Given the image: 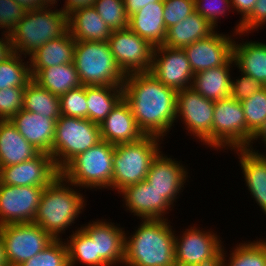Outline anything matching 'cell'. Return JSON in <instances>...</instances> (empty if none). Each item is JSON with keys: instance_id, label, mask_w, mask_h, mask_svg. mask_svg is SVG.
Returning <instances> with one entry per match:
<instances>
[{"instance_id": "6da1fadb", "label": "cell", "mask_w": 266, "mask_h": 266, "mask_svg": "<svg viewBox=\"0 0 266 266\" xmlns=\"http://www.w3.org/2000/svg\"><path fill=\"white\" fill-rule=\"evenodd\" d=\"M176 95V90L165 86L150 72L125 76L123 98L144 135L165 139L172 127L175 128Z\"/></svg>"}, {"instance_id": "7a4b0ae2", "label": "cell", "mask_w": 266, "mask_h": 266, "mask_svg": "<svg viewBox=\"0 0 266 266\" xmlns=\"http://www.w3.org/2000/svg\"><path fill=\"white\" fill-rule=\"evenodd\" d=\"M171 224L168 219H141L133 234L125 232L123 266H175V228Z\"/></svg>"}, {"instance_id": "3957f363", "label": "cell", "mask_w": 266, "mask_h": 266, "mask_svg": "<svg viewBox=\"0 0 266 266\" xmlns=\"http://www.w3.org/2000/svg\"><path fill=\"white\" fill-rule=\"evenodd\" d=\"M76 187L60 174L44 188L33 222L53 239H62L87 206L85 195Z\"/></svg>"}, {"instance_id": "277c9868", "label": "cell", "mask_w": 266, "mask_h": 266, "mask_svg": "<svg viewBox=\"0 0 266 266\" xmlns=\"http://www.w3.org/2000/svg\"><path fill=\"white\" fill-rule=\"evenodd\" d=\"M68 31V16L57 7L27 10L11 32L15 53L30 57L50 40L60 38Z\"/></svg>"}, {"instance_id": "5b68a950", "label": "cell", "mask_w": 266, "mask_h": 266, "mask_svg": "<svg viewBox=\"0 0 266 266\" xmlns=\"http://www.w3.org/2000/svg\"><path fill=\"white\" fill-rule=\"evenodd\" d=\"M163 141L157 136L145 135L138 141L115 145L112 191L119 194L126 187L145 180Z\"/></svg>"}, {"instance_id": "8992f818", "label": "cell", "mask_w": 266, "mask_h": 266, "mask_svg": "<svg viewBox=\"0 0 266 266\" xmlns=\"http://www.w3.org/2000/svg\"><path fill=\"white\" fill-rule=\"evenodd\" d=\"M115 145L100 141L78 154L60 174L70 183L83 189L112 190L113 156ZM111 188V189H110Z\"/></svg>"}, {"instance_id": "52a82bcc", "label": "cell", "mask_w": 266, "mask_h": 266, "mask_svg": "<svg viewBox=\"0 0 266 266\" xmlns=\"http://www.w3.org/2000/svg\"><path fill=\"white\" fill-rule=\"evenodd\" d=\"M73 63L84 86H123L125 74L117 66L107 41H76Z\"/></svg>"}, {"instance_id": "ba28073f", "label": "cell", "mask_w": 266, "mask_h": 266, "mask_svg": "<svg viewBox=\"0 0 266 266\" xmlns=\"http://www.w3.org/2000/svg\"><path fill=\"white\" fill-rule=\"evenodd\" d=\"M101 139L99 124L89 119L60 115L56 121L52 158L61 171L78 154L98 144Z\"/></svg>"}, {"instance_id": "9c48e42d", "label": "cell", "mask_w": 266, "mask_h": 266, "mask_svg": "<svg viewBox=\"0 0 266 266\" xmlns=\"http://www.w3.org/2000/svg\"><path fill=\"white\" fill-rule=\"evenodd\" d=\"M248 147V128L240 101L232 97L215 101L212 148L218 151Z\"/></svg>"}, {"instance_id": "30bf717a", "label": "cell", "mask_w": 266, "mask_h": 266, "mask_svg": "<svg viewBox=\"0 0 266 266\" xmlns=\"http://www.w3.org/2000/svg\"><path fill=\"white\" fill-rule=\"evenodd\" d=\"M215 101L206 99L192 87L177 91L176 122L181 120L192 138L212 149V122ZM208 145V146H207Z\"/></svg>"}, {"instance_id": "8fae6325", "label": "cell", "mask_w": 266, "mask_h": 266, "mask_svg": "<svg viewBox=\"0 0 266 266\" xmlns=\"http://www.w3.org/2000/svg\"><path fill=\"white\" fill-rule=\"evenodd\" d=\"M195 225V226H194ZM189 225L185 231L175 230V264H210L219 266L223 245L217 231ZM191 226V227H190ZM204 229V230H203Z\"/></svg>"}, {"instance_id": "7c38bea8", "label": "cell", "mask_w": 266, "mask_h": 266, "mask_svg": "<svg viewBox=\"0 0 266 266\" xmlns=\"http://www.w3.org/2000/svg\"><path fill=\"white\" fill-rule=\"evenodd\" d=\"M10 266H19L45 249L54 239L38 224L14 223L0 226Z\"/></svg>"}, {"instance_id": "4fadbf2b", "label": "cell", "mask_w": 266, "mask_h": 266, "mask_svg": "<svg viewBox=\"0 0 266 266\" xmlns=\"http://www.w3.org/2000/svg\"><path fill=\"white\" fill-rule=\"evenodd\" d=\"M107 42L117 66L125 75L150 71L154 46L146 39L128 28L112 31Z\"/></svg>"}, {"instance_id": "5bb4252c", "label": "cell", "mask_w": 266, "mask_h": 266, "mask_svg": "<svg viewBox=\"0 0 266 266\" xmlns=\"http://www.w3.org/2000/svg\"><path fill=\"white\" fill-rule=\"evenodd\" d=\"M44 188L0 183V226L33 222Z\"/></svg>"}, {"instance_id": "9a60e30c", "label": "cell", "mask_w": 266, "mask_h": 266, "mask_svg": "<svg viewBox=\"0 0 266 266\" xmlns=\"http://www.w3.org/2000/svg\"><path fill=\"white\" fill-rule=\"evenodd\" d=\"M149 72L165 86L176 91L191 87L194 77L183 48H171L164 45L154 47Z\"/></svg>"}, {"instance_id": "2e32d148", "label": "cell", "mask_w": 266, "mask_h": 266, "mask_svg": "<svg viewBox=\"0 0 266 266\" xmlns=\"http://www.w3.org/2000/svg\"><path fill=\"white\" fill-rule=\"evenodd\" d=\"M181 162L176 158L173 159L172 156L168 157L162 150L152 161L145 179L173 206L177 202L176 199H179L181 192L184 191V185H187L186 181L189 183L188 165L185 166Z\"/></svg>"}, {"instance_id": "e0dca14e", "label": "cell", "mask_w": 266, "mask_h": 266, "mask_svg": "<svg viewBox=\"0 0 266 266\" xmlns=\"http://www.w3.org/2000/svg\"><path fill=\"white\" fill-rule=\"evenodd\" d=\"M60 171L50 154L39 152L19 164L0 167V183L10 186H48Z\"/></svg>"}, {"instance_id": "ac0fdd59", "label": "cell", "mask_w": 266, "mask_h": 266, "mask_svg": "<svg viewBox=\"0 0 266 266\" xmlns=\"http://www.w3.org/2000/svg\"><path fill=\"white\" fill-rule=\"evenodd\" d=\"M232 35L215 30L207 38L183 47L193 73L225 65L233 57Z\"/></svg>"}, {"instance_id": "d6986e66", "label": "cell", "mask_w": 266, "mask_h": 266, "mask_svg": "<svg viewBox=\"0 0 266 266\" xmlns=\"http://www.w3.org/2000/svg\"><path fill=\"white\" fill-rule=\"evenodd\" d=\"M95 242L96 255L107 266H123L125 258V229L110 219L99 218L80 225Z\"/></svg>"}, {"instance_id": "ffe728a7", "label": "cell", "mask_w": 266, "mask_h": 266, "mask_svg": "<svg viewBox=\"0 0 266 266\" xmlns=\"http://www.w3.org/2000/svg\"><path fill=\"white\" fill-rule=\"evenodd\" d=\"M119 194L125 211L133 213L137 219H168L165 215L174 208L146 180L126 187Z\"/></svg>"}, {"instance_id": "44dd1931", "label": "cell", "mask_w": 266, "mask_h": 266, "mask_svg": "<svg viewBox=\"0 0 266 266\" xmlns=\"http://www.w3.org/2000/svg\"><path fill=\"white\" fill-rule=\"evenodd\" d=\"M99 130L101 139L113 145L135 142L145 136L136 123L129 103L124 98L99 124Z\"/></svg>"}, {"instance_id": "7402d4cb", "label": "cell", "mask_w": 266, "mask_h": 266, "mask_svg": "<svg viewBox=\"0 0 266 266\" xmlns=\"http://www.w3.org/2000/svg\"><path fill=\"white\" fill-rule=\"evenodd\" d=\"M10 121L35 149L52 156L54 119L21 109Z\"/></svg>"}, {"instance_id": "603a6c76", "label": "cell", "mask_w": 266, "mask_h": 266, "mask_svg": "<svg viewBox=\"0 0 266 266\" xmlns=\"http://www.w3.org/2000/svg\"><path fill=\"white\" fill-rule=\"evenodd\" d=\"M242 170L244 182L251 198L266 215V154L243 149H234Z\"/></svg>"}, {"instance_id": "cb8c5ba5", "label": "cell", "mask_w": 266, "mask_h": 266, "mask_svg": "<svg viewBox=\"0 0 266 266\" xmlns=\"http://www.w3.org/2000/svg\"><path fill=\"white\" fill-rule=\"evenodd\" d=\"M249 33L235 34L233 43V59L238 72H243L266 87V43L242 39ZM239 36V38H238ZM236 41V39H240ZM245 40V42L243 41ZM241 41V42H239ZM239 42V43H238Z\"/></svg>"}, {"instance_id": "d4e9b609", "label": "cell", "mask_w": 266, "mask_h": 266, "mask_svg": "<svg viewBox=\"0 0 266 266\" xmlns=\"http://www.w3.org/2000/svg\"><path fill=\"white\" fill-rule=\"evenodd\" d=\"M163 9V0L147 4L129 17L128 28L154 47L163 45L167 35Z\"/></svg>"}, {"instance_id": "484cf974", "label": "cell", "mask_w": 266, "mask_h": 266, "mask_svg": "<svg viewBox=\"0 0 266 266\" xmlns=\"http://www.w3.org/2000/svg\"><path fill=\"white\" fill-rule=\"evenodd\" d=\"M233 57L223 66L202 70L194 74L191 87L206 99L218 101L231 95ZM232 68V69H231Z\"/></svg>"}, {"instance_id": "4316f807", "label": "cell", "mask_w": 266, "mask_h": 266, "mask_svg": "<svg viewBox=\"0 0 266 266\" xmlns=\"http://www.w3.org/2000/svg\"><path fill=\"white\" fill-rule=\"evenodd\" d=\"M76 40L67 31L63 36L40 46L29 57L32 78L42 69L73 63Z\"/></svg>"}, {"instance_id": "83f0119b", "label": "cell", "mask_w": 266, "mask_h": 266, "mask_svg": "<svg viewBox=\"0 0 266 266\" xmlns=\"http://www.w3.org/2000/svg\"><path fill=\"white\" fill-rule=\"evenodd\" d=\"M68 31L76 41H108L112 33L94 6L70 13Z\"/></svg>"}, {"instance_id": "f1b7e54d", "label": "cell", "mask_w": 266, "mask_h": 266, "mask_svg": "<svg viewBox=\"0 0 266 266\" xmlns=\"http://www.w3.org/2000/svg\"><path fill=\"white\" fill-rule=\"evenodd\" d=\"M38 153L10 120H0V167L19 164Z\"/></svg>"}, {"instance_id": "f546056e", "label": "cell", "mask_w": 266, "mask_h": 266, "mask_svg": "<svg viewBox=\"0 0 266 266\" xmlns=\"http://www.w3.org/2000/svg\"><path fill=\"white\" fill-rule=\"evenodd\" d=\"M215 29L196 11L167 29L165 47L183 48L197 40L207 38Z\"/></svg>"}, {"instance_id": "4dcf8cb0", "label": "cell", "mask_w": 266, "mask_h": 266, "mask_svg": "<svg viewBox=\"0 0 266 266\" xmlns=\"http://www.w3.org/2000/svg\"><path fill=\"white\" fill-rule=\"evenodd\" d=\"M33 80L42 88L47 89L52 94L58 95L59 97L69 90L83 85L74 63L42 68L33 77Z\"/></svg>"}, {"instance_id": "1f68e13d", "label": "cell", "mask_w": 266, "mask_h": 266, "mask_svg": "<svg viewBox=\"0 0 266 266\" xmlns=\"http://www.w3.org/2000/svg\"><path fill=\"white\" fill-rule=\"evenodd\" d=\"M88 119L100 124L123 98V86H85Z\"/></svg>"}, {"instance_id": "d6a6232c", "label": "cell", "mask_w": 266, "mask_h": 266, "mask_svg": "<svg viewBox=\"0 0 266 266\" xmlns=\"http://www.w3.org/2000/svg\"><path fill=\"white\" fill-rule=\"evenodd\" d=\"M264 239L237 243L229 251L230 254L223 246L219 266H266V238Z\"/></svg>"}, {"instance_id": "836d02e7", "label": "cell", "mask_w": 266, "mask_h": 266, "mask_svg": "<svg viewBox=\"0 0 266 266\" xmlns=\"http://www.w3.org/2000/svg\"><path fill=\"white\" fill-rule=\"evenodd\" d=\"M23 109L57 121L61 115L60 97L32 79L24 90Z\"/></svg>"}, {"instance_id": "e575fe53", "label": "cell", "mask_w": 266, "mask_h": 266, "mask_svg": "<svg viewBox=\"0 0 266 266\" xmlns=\"http://www.w3.org/2000/svg\"><path fill=\"white\" fill-rule=\"evenodd\" d=\"M70 236L65 238V243L68 250L69 266H107L96 255L95 242L81 228L75 227ZM67 240V241H66Z\"/></svg>"}, {"instance_id": "d590c367", "label": "cell", "mask_w": 266, "mask_h": 266, "mask_svg": "<svg viewBox=\"0 0 266 266\" xmlns=\"http://www.w3.org/2000/svg\"><path fill=\"white\" fill-rule=\"evenodd\" d=\"M22 57V55L14 53L6 61L0 62V89L26 87L33 79L30 73L29 58ZM24 58L28 61L26 62Z\"/></svg>"}, {"instance_id": "8d00e7d4", "label": "cell", "mask_w": 266, "mask_h": 266, "mask_svg": "<svg viewBox=\"0 0 266 266\" xmlns=\"http://www.w3.org/2000/svg\"><path fill=\"white\" fill-rule=\"evenodd\" d=\"M241 102L248 128V146L266 121V87Z\"/></svg>"}, {"instance_id": "74e56055", "label": "cell", "mask_w": 266, "mask_h": 266, "mask_svg": "<svg viewBox=\"0 0 266 266\" xmlns=\"http://www.w3.org/2000/svg\"><path fill=\"white\" fill-rule=\"evenodd\" d=\"M93 6L111 31L128 29L124 0H95Z\"/></svg>"}, {"instance_id": "f35d334b", "label": "cell", "mask_w": 266, "mask_h": 266, "mask_svg": "<svg viewBox=\"0 0 266 266\" xmlns=\"http://www.w3.org/2000/svg\"><path fill=\"white\" fill-rule=\"evenodd\" d=\"M19 266H69L64 238L54 239L45 249Z\"/></svg>"}, {"instance_id": "ab89813d", "label": "cell", "mask_w": 266, "mask_h": 266, "mask_svg": "<svg viewBox=\"0 0 266 266\" xmlns=\"http://www.w3.org/2000/svg\"><path fill=\"white\" fill-rule=\"evenodd\" d=\"M61 115L88 119V105L85 86L71 89L60 96Z\"/></svg>"}, {"instance_id": "60d3db41", "label": "cell", "mask_w": 266, "mask_h": 266, "mask_svg": "<svg viewBox=\"0 0 266 266\" xmlns=\"http://www.w3.org/2000/svg\"><path fill=\"white\" fill-rule=\"evenodd\" d=\"M195 11L218 30V21L232 10L231 0H194ZM222 16V17H221ZM224 16V17H223ZM221 17V18H220Z\"/></svg>"}, {"instance_id": "b9f144b4", "label": "cell", "mask_w": 266, "mask_h": 266, "mask_svg": "<svg viewBox=\"0 0 266 266\" xmlns=\"http://www.w3.org/2000/svg\"><path fill=\"white\" fill-rule=\"evenodd\" d=\"M25 87L0 89V120H11L23 109Z\"/></svg>"}, {"instance_id": "7bdbcfd3", "label": "cell", "mask_w": 266, "mask_h": 266, "mask_svg": "<svg viewBox=\"0 0 266 266\" xmlns=\"http://www.w3.org/2000/svg\"><path fill=\"white\" fill-rule=\"evenodd\" d=\"M163 19L166 29L195 12L194 0H163Z\"/></svg>"}, {"instance_id": "ee69618b", "label": "cell", "mask_w": 266, "mask_h": 266, "mask_svg": "<svg viewBox=\"0 0 266 266\" xmlns=\"http://www.w3.org/2000/svg\"><path fill=\"white\" fill-rule=\"evenodd\" d=\"M26 11L15 0H0V30L2 29V33L11 34Z\"/></svg>"}, {"instance_id": "f6af8a7d", "label": "cell", "mask_w": 266, "mask_h": 266, "mask_svg": "<svg viewBox=\"0 0 266 266\" xmlns=\"http://www.w3.org/2000/svg\"><path fill=\"white\" fill-rule=\"evenodd\" d=\"M240 74L241 75L238 77L232 76L231 80L230 97H232L234 100L242 101L265 87L261 82L253 79L249 75H246L243 72Z\"/></svg>"}, {"instance_id": "bcb514c9", "label": "cell", "mask_w": 266, "mask_h": 266, "mask_svg": "<svg viewBox=\"0 0 266 266\" xmlns=\"http://www.w3.org/2000/svg\"><path fill=\"white\" fill-rule=\"evenodd\" d=\"M266 25V0H257L251 14L241 23L240 32L253 33Z\"/></svg>"}, {"instance_id": "7dc6e473", "label": "cell", "mask_w": 266, "mask_h": 266, "mask_svg": "<svg viewBox=\"0 0 266 266\" xmlns=\"http://www.w3.org/2000/svg\"><path fill=\"white\" fill-rule=\"evenodd\" d=\"M257 0H231L232 13L235 11L241 15L238 24L234 26V34L240 32L241 23L251 14Z\"/></svg>"}, {"instance_id": "c3c4849f", "label": "cell", "mask_w": 266, "mask_h": 266, "mask_svg": "<svg viewBox=\"0 0 266 266\" xmlns=\"http://www.w3.org/2000/svg\"><path fill=\"white\" fill-rule=\"evenodd\" d=\"M1 37H0V62L6 61L15 53L10 34L1 32Z\"/></svg>"}, {"instance_id": "681fc988", "label": "cell", "mask_w": 266, "mask_h": 266, "mask_svg": "<svg viewBox=\"0 0 266 266\" xmlns=\"http://www.w3.org/2000/svg\"><path fill=\"white\" fill-rule=\"evenodd\" d=\"M94 2L95 0H65L63 7L60 8L68 16L79 8L93 6Z\"/></svg>"}, {"instance_id": "f907efd6", "label": "cell", "mask_w": 266, "mask_h": 266, "mask_svg": "<svg viewBox=\"0 0 266 266\" xmlns=\"http://www.w3.org/2000/svg\"><path fill=\"white\" fill-rule=\"evenodd\" d=\"M157 1L158 0H124L126 13L128 17H130L137 13L141 8L145 7L147 4Z\"/></svg>"}, {"instance_id": "816d5d0a", "label": "cell", "mask_w": 266, "mask_h": 266, "mask_svg": "<svg viewBox=\"0 0 266 266\" xmlns=\"http://www.w3.org/2000/svg\"><path fill=\"white\" fill-rule=\"evenodd\" d=\"M262 141L261 143L264 144V148H266V121L264 122L263 126L258 130V132L253 136L250 145L247 147L248 150L256 152V153H260V154H266V149H265V153H261L259 152V150H257L256 146L254 145L255 148H253V144L255 143V141L260 144V141Z\"/></svg>"}, {"instance_id": "f5cc1de1", "label": "cell", "mask_w": 266, "mask_h": 266, "mask_svg": "<svg viewBox=\"0 0 266 266\" xmlns=\"http://www.w3.org/2000/svg\"><path fill=\"white\" fill-rule=\"evenodd\" d=\"M20 5H22L26 10H31L35 8L43 7L40 0H15Z\"/></svg>"}, {"instance_id": "db71d44e", "label": "cell", "mask_w": 266, "mask_h": 266, "mask_svg": "<svg viewBox=\"0 0 266 266\" xmlns=\"http://www.w3.org/2000/svg\"><path fill=\"white\" fill-rule=\"evenodd\" d=\"M0 266H10L6 256V250L4 247V242L2 240L1 233H0Z\"/></svg>"}, {"instance_id": "11a10c76", "label": "cell", "mask_w": 266, "mask_h": 266, "mask_svg": "<svg viewBox=\"0 0 266 266\" xmlns=\"http://www.w3.org/2000/svg\"><path fill=\"white\" fill-rule=\"evenodd\" d=\"M60 0H40V3L42 4V6L45 7H57L58 3ZM57 4V5H56Z\"/></svg>"}, {"instance_id": "9f6ffc18", "label": "cell", "mask_w": 266, "mask_h": 266, "mask_svg": "<svg viewBox=\"0 0 266 266\" xmlns=\"http://www.w3.org/2000/svg\"><path fill=\"white\" fill-rule=\"evenodd\" d=\"M175 266H213V265H210V264H176Z\"/></svg>"}]
</instances>
